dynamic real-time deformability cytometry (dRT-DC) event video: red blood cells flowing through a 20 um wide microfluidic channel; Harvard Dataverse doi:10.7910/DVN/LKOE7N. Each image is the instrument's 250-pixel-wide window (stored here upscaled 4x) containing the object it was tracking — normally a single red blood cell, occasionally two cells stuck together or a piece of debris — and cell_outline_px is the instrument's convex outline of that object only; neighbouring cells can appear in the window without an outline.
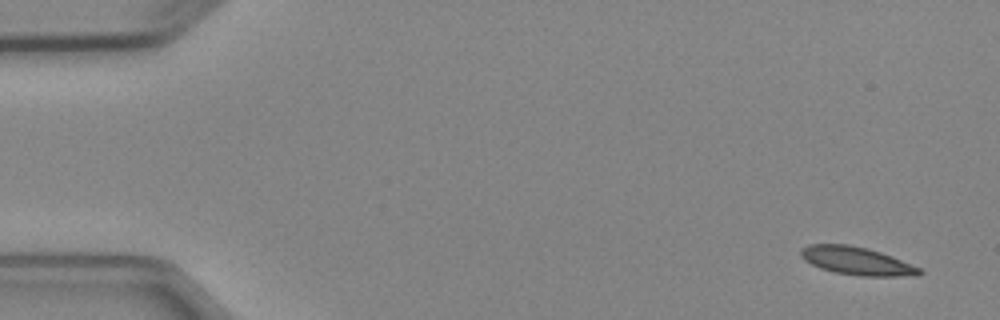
{"species": "Egyptian fruit bat (a non-hibernating species)", "species_latin": "Rousettus aegyptiacus", "temperature_condition": "cold", "stored_images_in_passage": 5, "camera_frame_rate_fps": 3000, "um_per_image_px": 0.085, "animal": {"sex": "female"}, "frame": {"image": 1, "passage_image": 1, "time_ms": 0.0, "image_size_px": [1000, 320], "cell_outline_px": [[924, 272], [920, 276], [860, 276], [836, 272], [820, 268], [804, 260], [800, 256], [800, 248], [808, 244], [848, 244], [868, 248], [892, 256], [920, 268]], "centroid_in_image_um": [72.82, 22.17], "position_along_channel_um": 12.2, "area_um2": 19.48}}